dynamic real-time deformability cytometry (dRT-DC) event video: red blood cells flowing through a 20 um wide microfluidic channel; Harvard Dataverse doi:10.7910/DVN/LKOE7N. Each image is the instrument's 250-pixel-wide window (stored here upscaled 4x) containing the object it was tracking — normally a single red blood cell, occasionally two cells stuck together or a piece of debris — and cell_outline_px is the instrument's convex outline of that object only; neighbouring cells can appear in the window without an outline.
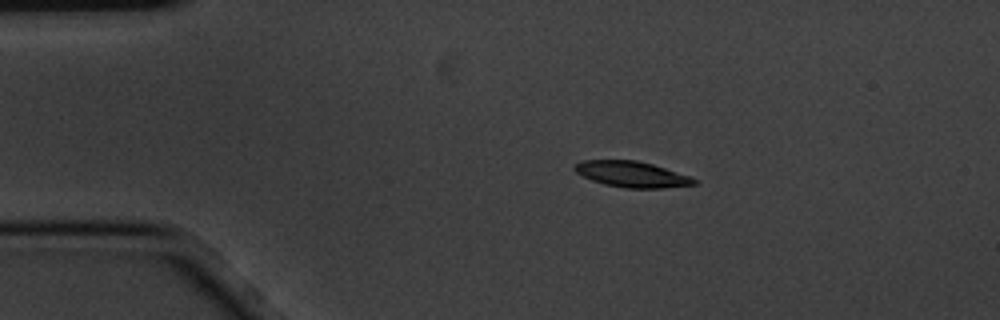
{"species": "common noctule bat (a hibernating species)", "species_latin": "Nyctalus noctula", "temperature_condition": "cold", "stored_images_in_passage": 6, "camera_frame_rate_fps": 3000, "um_per_image_px": 0.085, "animal": {"sex": "male", "body_mass_g": 20.1, "forearm_length_mm": 53.5}, "frame": {"image": 1, "passage_image": 2, "time_ms": 0.333, "image_size_px": [1000, 320], "cell_outline_px": [[696, 184], [664, 188], [624, 188], [604, 184], [592, 180], [576, 172], [572, 168], [580, 160], [636, 160], [652, 164], [688, 176], [696, 180]], "centroid_in_image_um": [53.66, 14.81], "position_along_channel_um": 31.3, "area_um2": 17.8}}
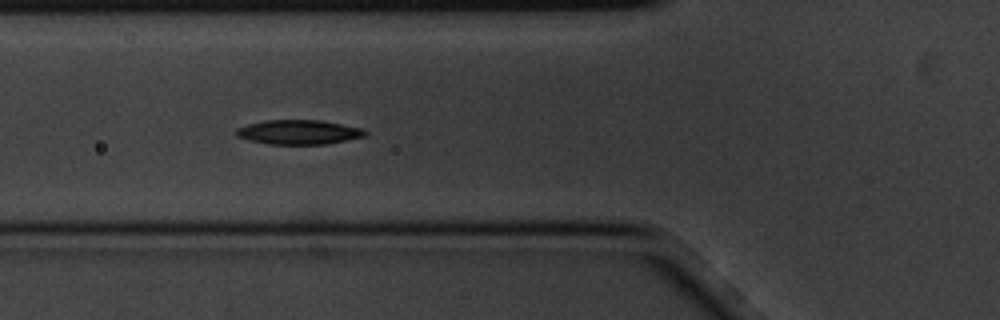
{"frame": {"image": 2, "passage_image": 5, "time_ms": 1.333, "image_size_px": [1000, 320], "cell_outline_px": [[368, 132], [364, 136], [328, 144], [272, 144], [248, 140], [236, 136], [236, 128], [248, 124], [268, 120], [320, 120], [364, 128]], "centroid_in_image_um": [25.41, 11.23], "position_along_channel_um": 100.4, "area_um2": 18.32}}
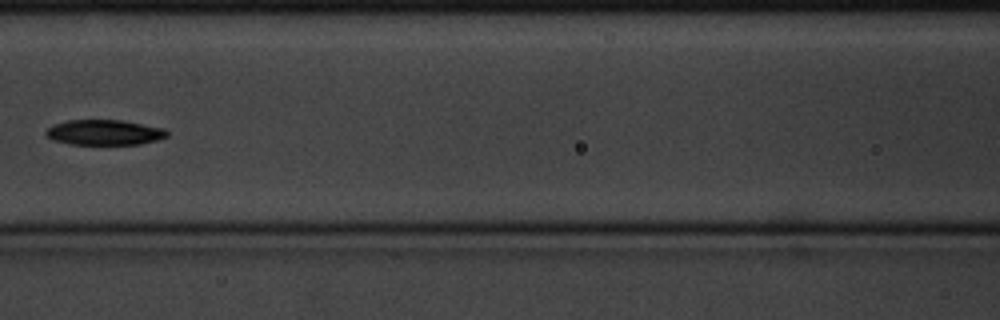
{"frame": {"image": 3, "passage_image": 6, "time_ms": 1.667, "image_size_px": [1000, 320], "cell_outline_px": [[168, 136], [156, 140], [140, 144], [68, 144], [52, 140], [44, 132], [52, 124], [68, 120], [124, 120], [164, 128], [168, 132]], "centroid_in_image_um": [8.86, 11.25], "position_along_channel_um": 157.7, "area_um2": 17.92}}